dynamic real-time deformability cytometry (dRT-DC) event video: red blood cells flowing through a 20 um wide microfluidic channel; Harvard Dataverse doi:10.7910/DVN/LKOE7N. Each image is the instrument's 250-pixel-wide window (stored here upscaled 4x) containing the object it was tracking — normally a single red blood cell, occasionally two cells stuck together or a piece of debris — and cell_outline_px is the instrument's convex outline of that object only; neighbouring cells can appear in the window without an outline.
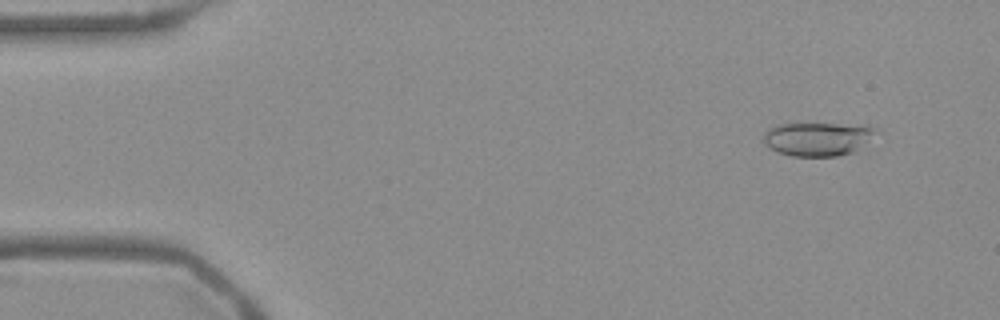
{"species": "Egyptian fruit bat (a non-hibernating species)", "species_latin": "Rousettus aegyptiacus", "temperature_condition": "warm", "stored_images_in_passage": 54, "camera_frame_rate_fps": 3000, "um_per_image_px": 0.085, "frame": {"image": 1, "passage_image": 5, "time_ms": 1.333, "image_size_px": [1000, 320], "cell_outline_px": [[880, 132], [852, 152], [836, 156], [792, 156], [776, 152], [768, 148], [764, 144], [764, 132], [768, 128], [776, 124], [868, 124], [876, 128]], "centroid_in_image_um": [69.5, 11.79], "position_along_channel_um": 15.5, "area_um2": 22.31}}
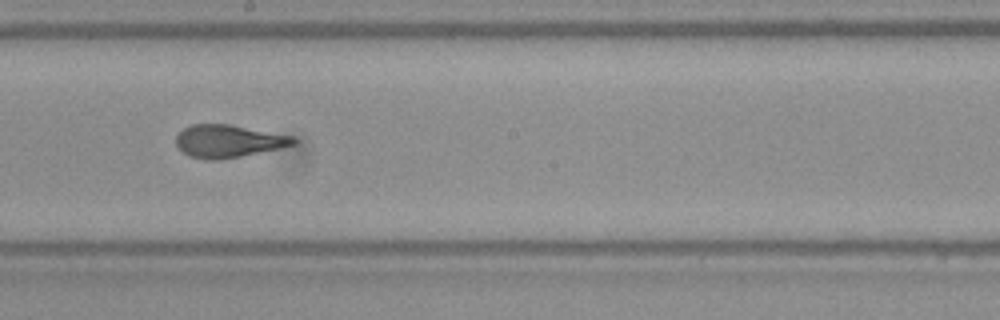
{"frame": {"image": 2, "passage_image": 30, "time_ms": 9.667, "image_size_px": [1000, 320], "cell_outline_px": [[296, 144], [240, 156], [216, 160], [204, 160], [188, 156], [176, 144], [176, 136], [184, 128], [192, 124], [228, 124], [292, 136], [296, 140]], "centroid_in_image_um": [19.36, 12.0], "position_along_channel_um": 228.8, "area_um2": 21.96}}
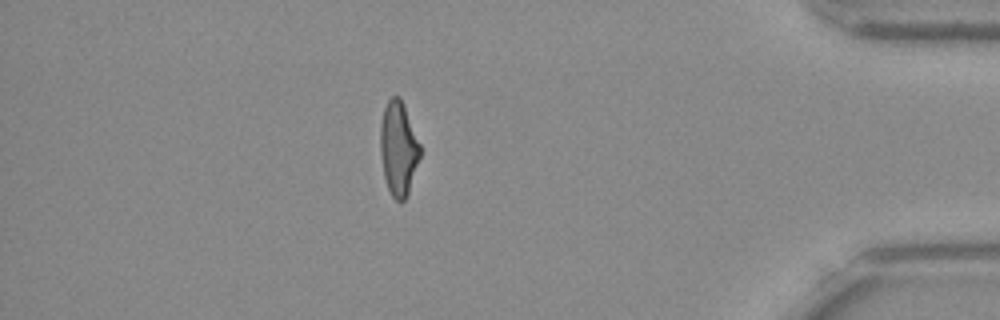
{"frame": {"image": 3, "passage_image": 47, "time_ms": 15.333, "image_size_px": [1000, 320], "cell_outline_px": [[420, 156], [408, 192], [404, 200], [400, 204], [392, 196], [388, 188], [384, 176], [380, 152], [380, 124], [384, 108], [388, 100], [392, 96], [400, 96], [404, 104], [420, 144]], "centroid_in_image_um": [33.85, 12.6], "position_along_channel_um": 401.3, "area_um2": 21.73}, "authors_computed_cell_mechanics": {"area_um2": 22.0796, "velocity_mm_per_s": 3.7958, "shape_relaxation_time_tau1_ms": 6.4615, "shape_relaxation_time_tau2_ms": 1.0423, "deformation_change_tau1": 0.201, "deformation_change_tau2": 0.0885}}